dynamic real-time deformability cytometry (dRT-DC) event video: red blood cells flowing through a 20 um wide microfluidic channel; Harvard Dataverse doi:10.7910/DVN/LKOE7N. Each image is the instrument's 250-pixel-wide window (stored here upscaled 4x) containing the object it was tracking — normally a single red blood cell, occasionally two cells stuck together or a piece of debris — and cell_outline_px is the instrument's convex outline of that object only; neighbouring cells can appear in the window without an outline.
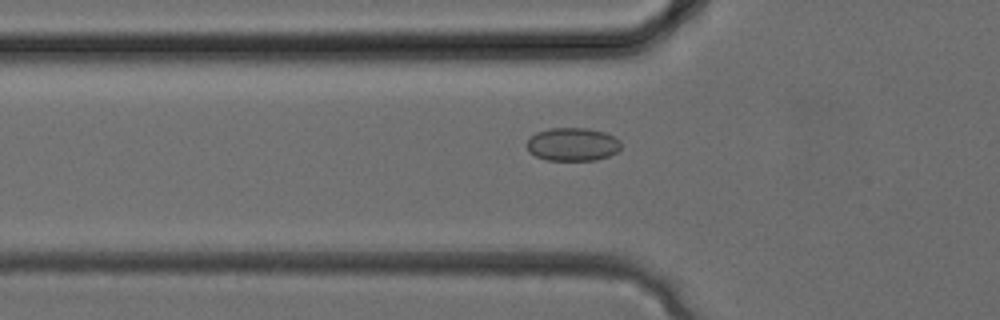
{"species": "common noctule bat (a hibernating species)", "species_latin": "Nyctalus noctula", "temperature_condition": "cold", "stored_images_in_passage": 24, "camera_frame_rate_fps": 3000, "um_per_image_px": 0.085, "animal": {"sex": "female", "body_mass_g": 24.6, "forearm_length_mm": 56.2}, "frame": {"image": 1, "passage_image": 2, "time_ms": 0.333, "image_size_px": [1000, 320], "cell_outline_px": [[620, 148], [604, 156], [588, 160], [552, 160], [536, 156], [528, 148], [528, 140], [532, 136], [540, 132], [560, 128], [576, 128], [600, 132], [616, 140], [620, 144]], "centroid_in_image_um": [48.6, 12.28], "position_along_channel_um": 77.2, "area_um2": 16.82}}
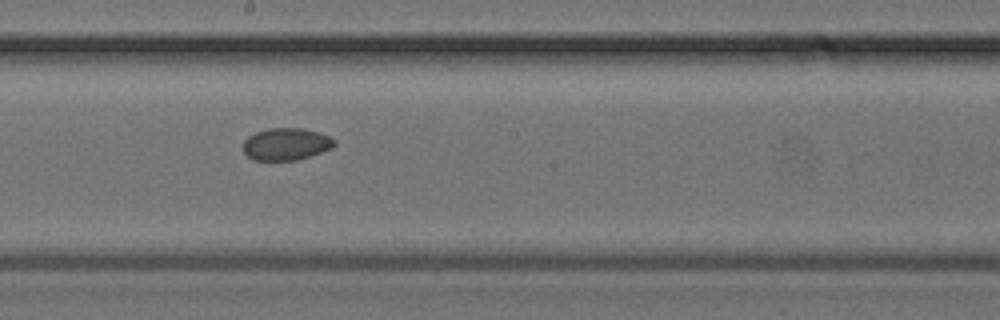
{"frame": {"image": 2, "passage_image": 9, "time_ms": 2.667, "image_size_px": [1000, 320], "cell_outline_px": [[332, 144], [328, 148], [308, 156], [292, 160], [256, 160], [248, 156], [244, 152], [244, 144], [252, 136], [260, 132], [276, 128], [292, 128], [312, 132], [324, 136], [332, 140]], "centroid_in_image_um": [24.23, 12.28], "position_along_channel_um": 224.0, "area_um2": 15.61}}
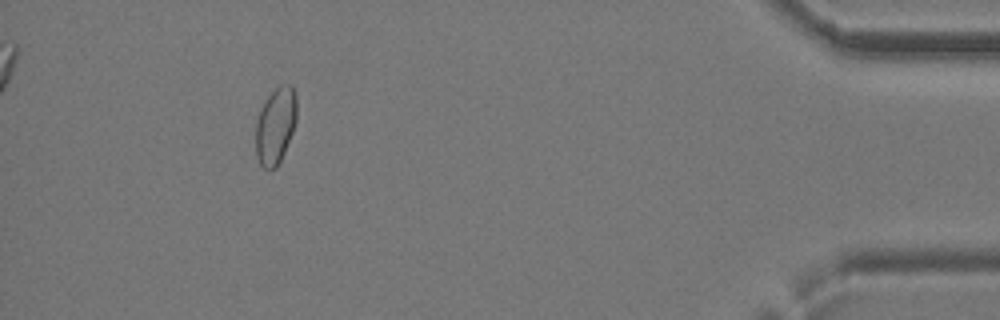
{"frame": {"image": 3, "passage_image": 21, "time_ms": 6.667, "image_size_px": [1000, 320], "cell_outline_px": [[296, 116], [288, 140], [280, 160], [272, 168], [260, 160], [256, 148], [256, 128], [260, 112], [264, 104], [276, 92], [292, 88], [296, 104]], "centroid_in_image_um": [23.41, 10.75], "position_along_channel_um": 411.8, "area_um2": 15.95}}